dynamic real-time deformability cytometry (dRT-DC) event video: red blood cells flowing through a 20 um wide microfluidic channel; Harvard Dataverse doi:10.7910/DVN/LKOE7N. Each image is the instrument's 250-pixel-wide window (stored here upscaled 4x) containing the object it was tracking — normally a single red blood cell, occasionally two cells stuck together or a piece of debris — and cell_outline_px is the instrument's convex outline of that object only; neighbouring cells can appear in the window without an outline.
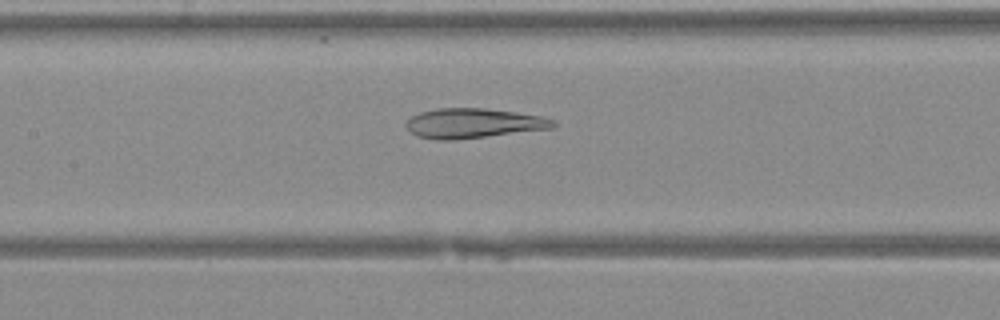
{"species": "Egyptian fruit bat (a non-hibernating species)", "species_latin": "Rousettus aegyptiacus", "temperature_condition": "warm", "stored_images_in_passage": 28, "camera_frame_rate_fps": 3000, "um_per_image_px": 0.085, "animal": {"sex": "female"}, "frame": {"image": 1, "passage_image": 7, "time_ms": 2.0, "image_size_px": [1000, 320], "cell_outline_px": [[556, 124], [552, 128], [452, 140], [436, 140], [416, 136], [404, 124], [412, 116], [420, 112], [436, 108], [484, 108], [516, 112], [540, 116], [556, 120]], "centroid_in_image_um": [40.21, 10.47], "position_along_channel_um": 167.2, "area_um2": 25.32}}
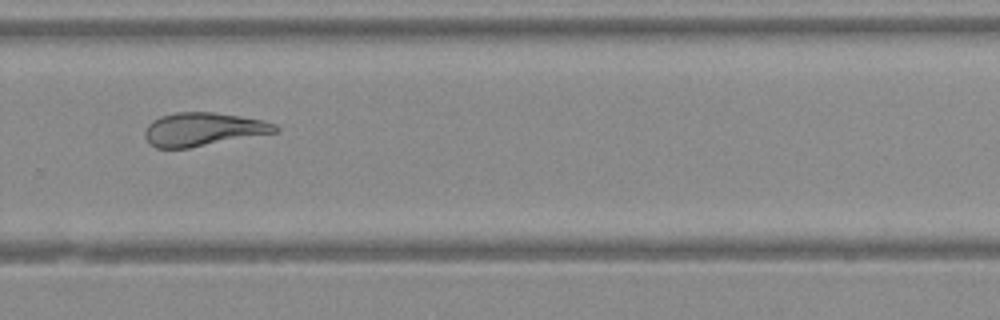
{"frame": {"image": 2, "passage_image": 16, "time_ms": 5.0, "image_size_px": [1000, 320], "cell_outline_px": [[280, 132], [188, 148], [156, 148], [144, 136], [144, 132], [148, 124], [152, 120], [160, 116], [176, 112], [212, 112], [260, 120], [276, 124], [280, 128]], "centroid_in_image_um": [17.27, 10.99], "position_along_channel_um": 312.5, "area_um2": 25.26}}
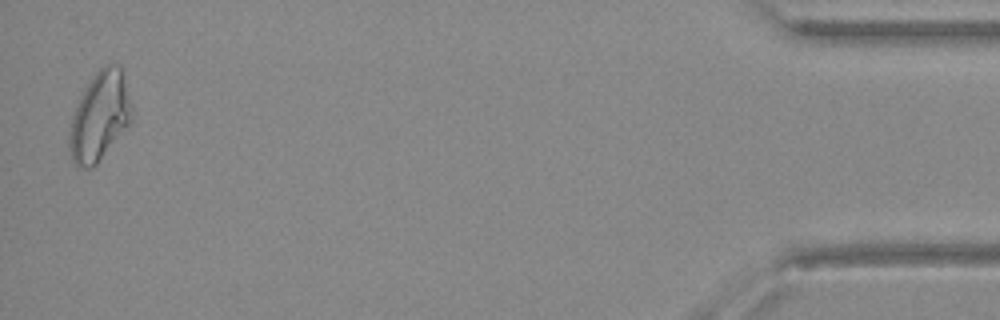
{"frame": {"image": 3, "passage_image": 28, "time_ms": 9.0, "image_size_px": [1000, 320], "cell_outline_px": [[132, 120], [96, 164], [92, 168], [76, 168], [72, 160], [68, 144], [72, 116], [84, 88], [96, 72], [100, 68], [108, 64], [120, 64], [132, 108]], "centroid_in_image_um": [8.45, 9.9], "position_along_channel_um": 426.7, "area_um2": 31.91}}